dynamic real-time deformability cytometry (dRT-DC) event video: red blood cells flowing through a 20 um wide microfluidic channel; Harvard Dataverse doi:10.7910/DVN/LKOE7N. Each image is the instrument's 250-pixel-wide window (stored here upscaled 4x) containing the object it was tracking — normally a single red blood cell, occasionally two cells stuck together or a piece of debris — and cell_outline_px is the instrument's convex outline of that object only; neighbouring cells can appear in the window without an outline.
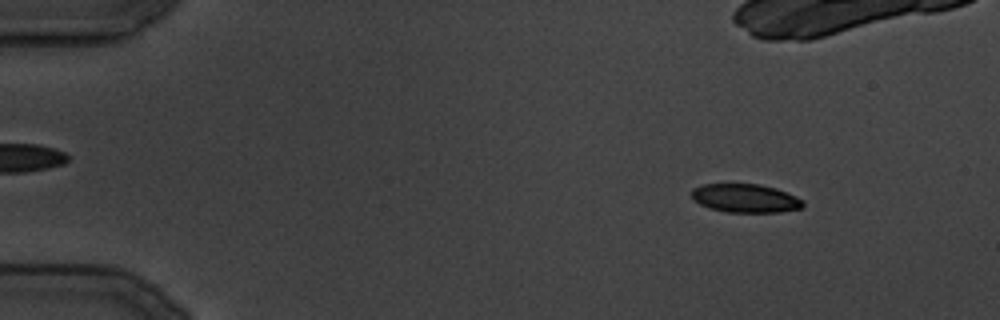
{"species": "common noctule bat (a hibernating species)", "species_latin": "Nyctalus noctula", "temperature_condition": "cold", "stored_images_in_passage": 106, "camera_frame_rate_fps": 3000, "um_per_image_px": 0.085, "animal": {"sex": "male", "body_mass_g": 19.5, "forearm_length_mm": 54.6}, "frame": {"image": 1, "passage_image": 9, "time_ms": 2.667, "image_size_px": [1000, 320], "cell_outline_px": [[804, 204], [800, 208], [780, 212], [728, 212], [708, 208], [692, 200], [692, 188], [704, 184], [760, 184], [776, 188], [796, 196], [804, 200]], "centroid_in_image_um": [63.34, 16.85], "position_along_channel_um": 21.7, "area_um2": 18.61}}
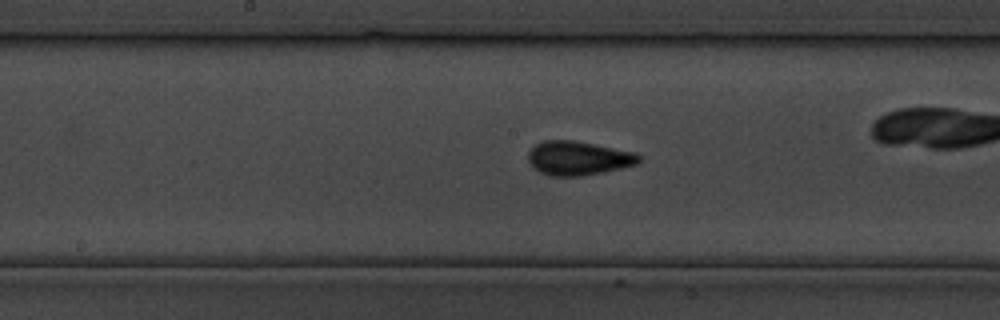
{"frame": {"image": 2, "passage_image": 59, "time_ms": 19.333, "image_size_px": [1000, 320], "cell_outline_px": [[640, 160], [636, 164], [604, 172], [580, 176], [548, 176], [532, 168], [528, 160], [528, 152], [536, 144], [544, 140], [572, 140], [636, 152], [640, 156]], "centroid_in_image_um": [49.12, 13.45], "position_along_channel_um": 199.1, "area_um2": 21.96}}
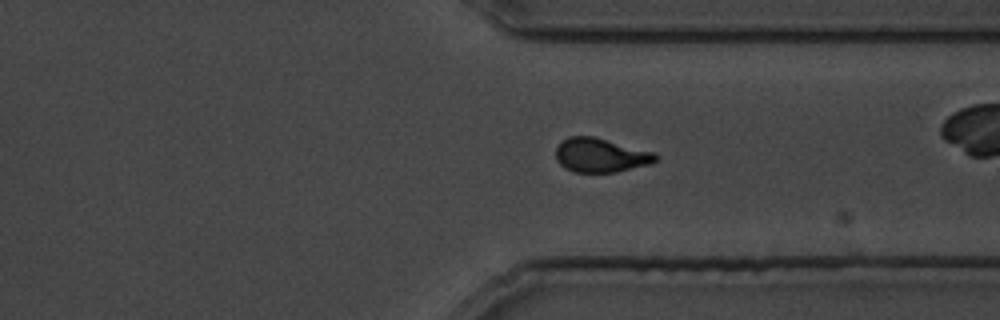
{"frame": {"image": 3, "passage_image": 89, "time_ms": 29.333, "image_size_px": [1000, 320], "cell_outline_px": [[660, 156], [652, 164], [616, 172], [572, 172], [564, 168], [556, 160], [556, 148], [560, 140], [568, 136], [596, 136], [656, 152]], "centroid_in_image_um": [51.07, 13.18], "position_along_channel_um": 360.3, "area_um2": 20.4}}